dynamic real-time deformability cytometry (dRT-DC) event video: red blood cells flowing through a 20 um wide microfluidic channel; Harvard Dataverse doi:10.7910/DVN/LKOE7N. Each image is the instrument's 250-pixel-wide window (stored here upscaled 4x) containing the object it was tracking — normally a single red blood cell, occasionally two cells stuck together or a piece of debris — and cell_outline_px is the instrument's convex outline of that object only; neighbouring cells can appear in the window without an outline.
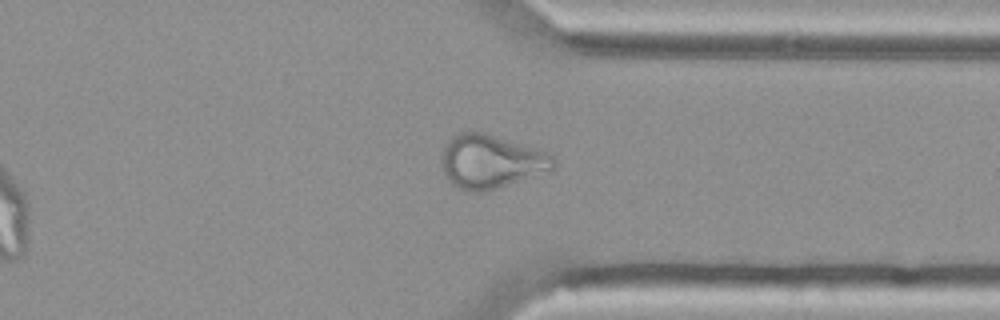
{"species": "Egyptian fruit bat (a non-hibernating species)", "species_latin": "Rousettus aegyptiacus", "temperature_condition": "cold", "stored_images_in_passage": 47, "camera_frame_rate_fps": 3000, "um_per_image_px": 0.085, "animal": {"sex": "female"}, "frame": {"image": 1, "passage_image": 34, "time_ms": 11.0, "image_size_px": [1000, 320], "cell_outline_px": [[556, 168], [552, 172], [484, 192], [472, 192], [460, 188], [452, 184], [444, 172], [444, 148], [448, 140], [452, 136], [460, 132], [484, 132], [536, 148], [548, 152], [556, 160]], "centroid_in_image_um": [41.83, 13.74], "position_along_channel_um": 369.6, "area_um2": 35.08}}